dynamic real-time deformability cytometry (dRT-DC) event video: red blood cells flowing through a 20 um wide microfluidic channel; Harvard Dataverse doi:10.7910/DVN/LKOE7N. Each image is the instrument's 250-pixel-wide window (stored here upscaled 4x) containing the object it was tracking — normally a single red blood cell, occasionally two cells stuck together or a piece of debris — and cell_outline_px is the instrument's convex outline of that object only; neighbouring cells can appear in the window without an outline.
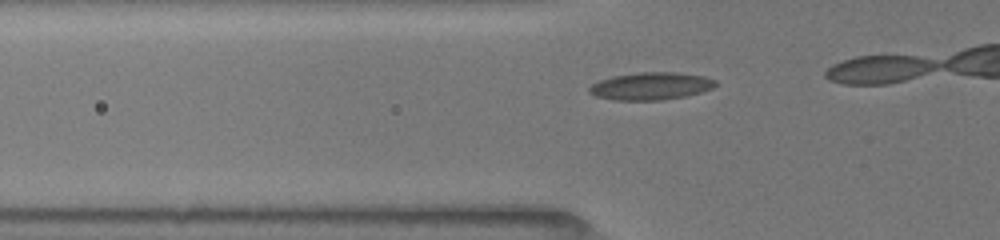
{"species": "common noctule bat (a hibernating species)", "species_latin": "Nyctalus noctula", "temperature_condition": "room temperature", "stored_images_in_passage": 9, "camera_frame_rate_fps": 3000, "um_per_image_px": 0.085, "animal": {"sex": "female", "body_mass_g": 19.5, "forearm_length_mm": 54.1}, "frame": {"image": 1, "passage_image": 7, "time_ms": 3.0, "image_size_px": [1000, 240], "cell_outline_px": [[716, 84], [712, 88], [700, 92], [684, 96], [660, 100], [616, 100], [596, 96], [588, 92], [588, 88], [592, 84], [600, 80], [612, 76], [640, 72], [680, 72], [704, 76], [716, 80]], "centroid_in_image_um": [55.31, 7.31], "position_along_channel_um": 70.5, "area_um2": 20.17}}